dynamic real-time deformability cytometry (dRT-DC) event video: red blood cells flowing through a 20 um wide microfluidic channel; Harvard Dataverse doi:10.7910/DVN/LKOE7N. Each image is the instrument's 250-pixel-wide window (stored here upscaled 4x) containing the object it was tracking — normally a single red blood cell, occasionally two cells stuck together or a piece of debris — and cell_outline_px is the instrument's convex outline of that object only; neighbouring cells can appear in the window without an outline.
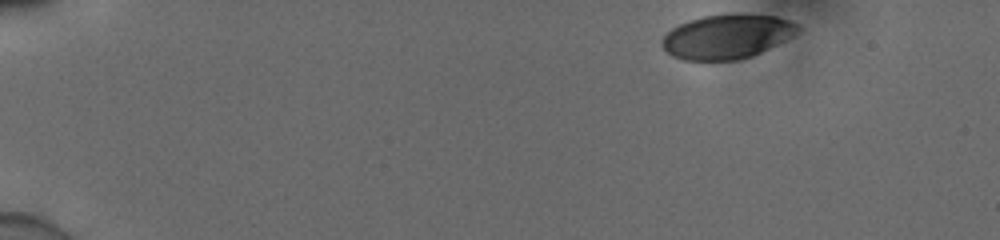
{"species": "human", "species_latin": "Homo sapiens", "temperature_condition": "cold", "stored_images_in_passage": 16, "camera_frame_rate_fps": 3000, "um_per_image_px": 0.085, "donor": {"sex": "male"}, "frame": {"image": 1, "passage_image": 1, "time_ms": 0.0, "image_size_px": [1000, 240], "cell_outline_px": [[796, 32], [768, 48], [752, 56], [740, 60], [684, 60], [672, 56], [660, 44], [660, 40], [672, 28], [688, 20], [704, 16], [732, 12], [776, 16], [788, 20], [796, 24]], "centroid_in_image_um": [61.72, 3.09], "position_along_channel_um": 23.3, "area_um2": 34.85}}
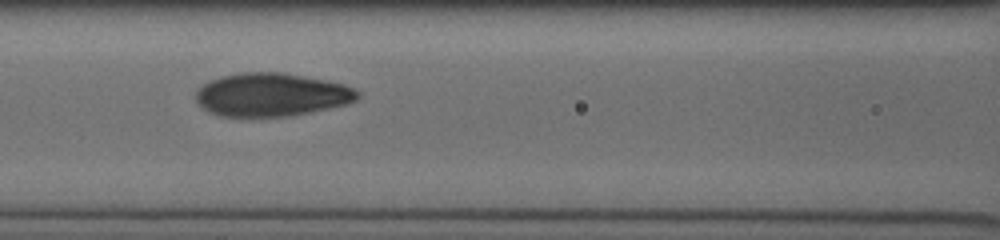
{"frame": {"image": 2, "passage_image": 10, "time_ms": 3.0, "image_size_px": [1000, 240], "cell_outline_px": [[360, 96], [356, 100], [348, 104], [292, 116], [220, 116], [208, 112], [196, 100], [196, 88], [208, 80], [220, 76], [240, 72], [284, 72], [328, 80], [344, 84], [360, 92]], "centroid_in_image_um": [23.07, 8.03], "position_along_channel_um": 143.5, "area_um2": 41.21}}
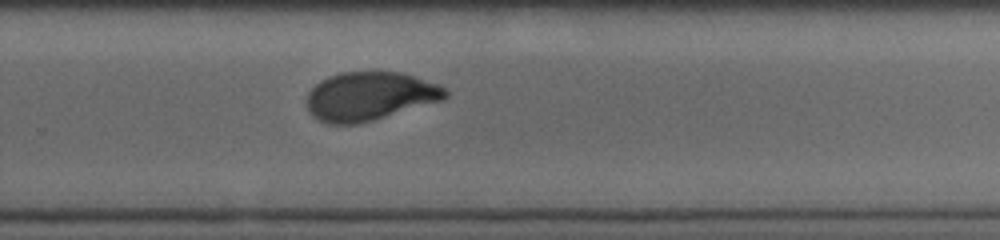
{"frame": {"image": 3, "passage_image": 16, "time_ms": 5.0, "image_size_px": [1000, 240], "cell_outline_px": [[448, 96], [444, 100], [372, 120], [356, 124], [328, 124], [316, 120], [308, 112], [308, 92], [320, 80], [328, 76], [340, 72], [400, 72], [416, 76], [440, 84], [448, 92]], "centroid_in_image_um": [31.43, 8.17], "position_along_channel_um": 298.4, "area_um2": 39.42}}